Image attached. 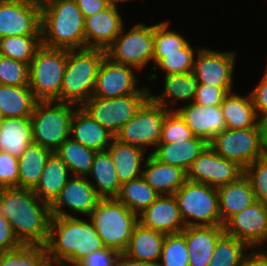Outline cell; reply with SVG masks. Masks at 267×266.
Wrapping results in <instances>:
<instances>
[{
	"label": "cell",
	"instance_id": "obj_1",
	"mask_svg": "<svg viewBox=\"0 0 267 266\" xmlns=\"http://www.w3.org/2000/svg\"><path fill=\"white\" fill-rule=\"evenodd\" d=\"M0 216L8 219L22 245L45 246L51 220L50 205L32 189L1 188Z\"/></svg>",
	"mask_w": 267,
	"mask_h": 266
},
{
	"label": "cell",
	"instance_id": "obj_2",
	"mask_svg": "<svg viewBox=\"0 0 267 266\" xmlns=\"http://www.w3.org/2000/svg\"><path fill=\"white\" fill-rule=\"evenodd\" d=\"M78 217H51L48 240L45 244L47 258L64 266H76L92 252L105 248L90 219Z\"/></svg>",
	"mask_w": 267,
	"mask_h": 266
},
{
	"label": "cell",
	"instance_id": "obj_3",
	"mask_svg": "<svg viewBox=\"0 0 267 266\" xmlns=\"http://www.w3.org/2000/svg\"><path fill=\"white\" fill-rule=\"evenodd\" d=\"M41 39L48 48H85V17L76 0H54L41 8Z\"/></svg>",
	"mask_w": 267,
	"mask_h": 266
},
{
	"label": "cell",
	"instance_id": "obj_4",
	"mask_svg": "<svg viewBox=\"0 0 267 266\" xmlns=\"http://www.w3.org/2000/svg\"><path fill=\"white\" fill-rule=\"evenodd\" d=\"M106 50L81 48L67 50V63L60 91V102L81 107L93 94Z\"/></svg>",
	"mask_w": 267,
	"mask_h": 266
},
{
	"label": "cell",
	"instance_id": "obj_5",
	"mask_svg": "<svg viewBox=\"0 0 267 266\" xmlns=\"http://www.w3.org/2000/svg\"><path fill=\"white\" fill-rule=\"evenodd\" d=\"M105 247L123 254L129 244L138 215L116 198H101L88 216Z\"/></svg>",
	"mask_w": 267,
	"mask_h": 266
},
{
	"label": "cell",
	"instance_id": "obj_6",
	"mask_svg": "<svg viewBox=\"0 0 267 266\" xmlns=\"http://www.w3.org/2000/svg\"><path fill=\"white\" fill-rule=\"evenodd\" d=\"M78 107L57 101L38 102L30 117L33 142L55 152L70 137L71 120Z\"/></svg>",
	"mask_w": 267,
	"mask_h": 266
},
{
	"label": "cell",
	"instance_id": "obj_7",
	"mask_svg": "<svg viewBox=\"0 0 267 266\" xmlns=\"http://www.w3.org/2000/svg\"><path fill=\"white\" fill-rule=\"evenodd\" d=\"M67 49L41 46L29 65V88L39 102H60Z\"/></svg>",
	"mask_w": 267,
	"mask_h": 266
},
{
	"label": "cell",
	"instance_id": "obj_8",
	"mask_svg": "<svg viewBox=\"0 0 267 266\" xmlns=\"http://www.w3.org/2000/svg\"><path fill=\"white\" fill-rule=\"evenodd\" d=\"M174 196L186 227L221 225L217 188L186 180Z\"/></svg>",
	"mask_w": 267,
	"mask_h": 266
},
{
	"label": "cell",
	"instance_id": "obj_9",
	"mask_svg": "<svg viewBox=\"0 0 267 266\" xmlns=\"http://www.w3.org/2000/svg\"><path fill=\"white\" fill-rule=\"evenodd\" d=\"M123 27L120 34L106 49V57L119 64L130 66L139 72L153 63L154 24H134L127 32Z\"/></svg>",
	"mask_w": 267,
	"mask_h": 266
},
{
	"label": "cell",
	"instance_id": "obj_10",
	"mask_svg": "<svg viewBox=\"0 0 267 266\" xmlns=\"http://www.w3.org/2000/svg\"><path fill=\"white\" fill-rule=\"evenodd\" d=\"M170 110L155 103L150 97L137 110L136 114L115 134L122 143L135 145L145 151L156 148L159 143L162 125Z\"/></svg>",
	"mask_w": 267,
	"mask_h": 266
},
{
	"label": "cell",
	"instance_id": "obj_11",
	"mask_svg": "<svg viewBox=\"0 0 267 266\" xmlns=\"http://www.w3.org/2000/svg\"><path fill=\"white\" fill-rule=\"evenodd\" d=\"M208 145L219 156L236 162L243 169L265 156L260 127L226 128L220 134L215 135Z\"/></svg>",
	"mask_w": 267,
	"mask_h": 266
},
{
	"label": "cell",
	"instance_id": "obj_12",
	"mask_svg": "<svg viewBox=\"0 0 267 266\" xmlns=\"http://www.w3.org/2000/svg\"><path fill=\"white\" fill-rule=\"evenodd\" d=\"M149 95L150 93H133L115 98L91 96L81 108L115 136Z\"/></svg>",
	"mask_w": 267,
	"mask_h": 266
},
{
	"label": "cell",
	"instance_id": "obj_13",
	"mask_svg": "<svg viewBox=\"0 0 267 266\" xmlns=\"http://www.w3.org/2000/svg\"><path fill=\"white\" fill-rule=\"evenodd\" d=\"M236 51H216L201 47L194 58L192 73L200 84L234 89Z\"/></svg>",
	"mask_w": 267,
	"mask_h": 266
},
{
	"label": "cell",
	"instance_id": "obj_14",
	"mask_svg": "<svg viewBox=\"0 0 267 266\" xmlns=\"http://www.w3.org/2000/svg\"><path fill=\"white\" fill-rule=\"evenodd\" d=\"M223 228L224 233L243 241L251 250L262 249L267 242V206L256 200L232 215Z\"/></svg>",
	"mask_w": 267,
	"mask_h": 266
},
{
	"label": "cell",
	"instance_id": "obj_15",
	"mask_svg": "<svg viewBox=\"0 0 267 266\" xmlns=\"http://www.w3.org/2000/svg\"><path fill=\"white\" fill-rule=\"evenodd\" d=\"M137 69L119 65L105 57L98 71L92 96L115 98L133 93H150V87L137 86Z\"/></svg>",
	"mask_w": 267,
	"mask_h": 266
},
{
	"label": "cell",
	"instance_id": "obj_16",
	"mask_svg": "<svg viewBox=\"0 0 267 266\" xmlns=\"http://www.w3.org/2000/svg\"><path fill=\"white\" fill-rule=\"evenodd\" d=\"M244 169L236 162L219 156L209 145L187 171V180L218 188L236 181Z\"/></svg>",
	"mask_w": 267,
	"mask_h": 266
},
{
	"label": "cell",
	"instance_id": "obj_17",
	"mask_svg": "<svg viewBox=\"0 0 267 266\" xmlns=\"http://www.w3.org/2000/svg\"><path fill=\"white\" fill-rule=\"evenodd\" d=\"M100 199L88 177L72 176L50 205L51 217H74L64 212L67 208L88 217Z\"/></svg>",
	"mask_w": 267,
	"mask_h": 266
},
{
	"label": "cell",
	"instance_id": "obj_18",
	"mask_svg": "<svg viewBox=\"0 0 267 266\" xmlns=\"http://www.w3.org/2000/svg\"><path fill=\"white\" fill-rule=\"evenodd\" d=\"M41 35V8L25 0H0V38Z\"/></svg>",
	"mask_w": 267,
	"mask_h": 266
},
{
	"label": "cell",
	"instance_id": "obj_19",
	"mask_svg": "<svg viewBox=\"0 0 267 266\" xmlns=\"http://www.w3.org/2000/svg\"><path fill=\"white\" fill-rule=\"evenodd\" d=\"M117 5H109L97 14L85 18V47L106 50L124 27Z\"/></svg>",
	"mask_w": 267,
	"mask_h": 266
},
{
	"label": "cell",
	"instance_id": "obj_20",
	"mask_svg": "<svg viewBox=\"0 0 267 266\" xmlns=\"http://www.w3.org/2000/svg\"><path fill=\"white\" fill-rule=\"evenodd\" d=\"M175 111L185 121L193 135L204 139L207 143L227 128L220 105L208 106L189 102Z\"/></svg>",
	"mask_w": 267,
	"mask_h": 266
},
{
	"label": "cell",
	"instance_id": "obj_21",
	"mask_svg": "<svg viewBox=\"0 0 267 266\" xmlns=\"http://www.w3.org/2000/svg\"><path fill=\"white\" fill-rule=\"evenodd\" d=\"M138 222L144 227L165 234L181 233L186 227L174 195H160L138 214Z\"/></svg>",
	"mask_w": 267,
	"mask_h": 266
},
{
	"label": "cell",
	"instance_id": "obj_22",
	"mask_svg": "<svg viewBox=\"0 0 267 266\" xmlns=\"http://www.w3.org/2000/svg\"><path fill=\"white\" fill-rule=\"evenodd\" d=\"M181 233L188 247L189 266H207L218 239L224 234V228L221 225L187 226Z\"/></svg>",
	"mask_w": 267,
	"mask_h": 266
},
{
	"label": "cell",
	"instance_id": "obj_23",
	"mask_svg": "<svg viewBox=\"0 0 267 266\" xmlns=\"http://www.w3.org/2000/svg\"><path fill=\"white\" fill-rule=\"evenodd\" d=\"M70 137L85 147L104 151L111 144L114 135L78 107L71 120Z\"/></svg>",
	"mask_w": 267,
	"mask_h": 266
},
{
	"label": "cell",
	"instance_id": "obj_24",
	"mask_svg": "<svg viewBox=\"0 0 267 266\" xmlns=\"http://www.w3.org/2000/svg\"><path fill=\"white\" fill-rule=\"evenodd\" d=\"M142 176L161 195H174L187 180V173L183 169L157 160L150 152Z\"/></svg>",
	"mask_w": 267,
	"mask_h": 266
},
{
	"label": "cell",
	"instance_id": "obj_25",
	"mask_svg": "<svg viewBox=\"0 0 267 266\" xmlns=\"http://www.w3.org/2000/svg\"><path fill=\"white\" fill-rule=\"evenodd\" d=\"M163 90L155 95L151 93L149 97L157 104L168 110L176 109V102H194L196 89L199 87V80L192 73H174L164 75Z\"/></svg>",
	"mask_w": 267,
	"mask_h": 266
},
{
	"label": "cell",
	"instance_id": "obj_26",
	"mask_svg": "<svg viewBox=\"0 0 267 266\" xmlns=\"http://www.w3.org/2000/svg\"><path fill=\"white\" fill-rule=\"evenodd\" d=\"M208 146V143L194 136L188 140L173 143H158L151 154L159 161L183 169L186 173L194 160Z\"/></svg>",
	"mask_w": 267,
	"mask_h": 266
},
{
	"label": "cell",
	"instance_id": "obj_27",
	"mask_svg": "<svg viewBox=\"0 0 267 266\" xmlns=\"http://www.w3.org/2000/svg\"><path fill=\"white\" fill-rule=\"evenodd\" d=\"M106 150L111 155L112 161L115 164L116 173L121 185L142 176V166L145 163V157L149 155L145 153L146 151L143 148L125 144L113 138Z\"/></svg>",
	"mask_w": 267,
	"mask_h": 266
},
{
	"label": "cell",
	"instance_id": "obj_28",
	"mask_svg": "<svg viewBox=\"0 0 267 266\" xmlns=\"http://www.w3.org/2000/svg\"><path fill=\"white\" fill-rule=\"evenodd\" d=\"M221 226L234 214L256 201L250 181L243 174L236 181L217 188Z\"/></svg>",
	"mask_w": 267,
	"mask_h": 266
},
{
	"label": "cell",
	"instance_id": "obj_29",
	"mask_svg": "<svg viewBox=\"0 0 267 266\" xmlns=\"http://www.w3.org/2000/svg\"><path fill=\"white\" fill-rule=\"evenodd\" d=\"M71 177L72 174L66 164L56 152H52L33 192L40 200L51 205Z\"/></svg>",
	"mask_w": 267,
	"mask_h": 266
},
{
	"label": "cell",
	"instance_id": "obj_30",
	"mask_svg": "<svg viewBox=\"0 0 267 266\" xmlns=\"http://www.w3.org/2000/svg\"><path fill=\"white\" fill-rule=\"evenodd\" d=\"M165 236V233L138 223L124 254L135 260L157 264L162 253Z\"/></svg>",
	"mask_w": 267,
	"mask_h": 266
},
{
	"label": "cell",
	"instance_id": "obj_31",
	"mask_svg": "<svg viewBox=\"0 0 267 266\" xmlns=\"http://www.w3.org/2000/svg\"><path fill=\"white\" fill-rule=\"evenodd\" d=\"M220 107L228 129L260 127L250 92L246 96H241L236 91L229 92Z\"/></svg>",
	"mask_w": 267,
	"mask_h": 266
},
{
	"label": "cell",
	"instance_id": "obj_32",
	"mask_svg": "<svg viewBox=\"0 0 267 266\" xmlns=\"http://www.w3.org/2000/svg\"><path fill=\"white\" fill-rule=\"evenodd\" d=\"M33 143L30 117L0 120V151L19 157Z\"/></svg>",
	"mask_w": 267,
	"mask_h": 266
},
{
	"label": "cell",
	"instance_id": "obj_33",
	"mask_svg": "<svg viewBox=\"0 0 267 266\" xmlns=\"http://www.w3.org/2000/svg\"><path fill=\"white\" fill-rule=\"evenodd\" d=\"M39 101L29 86H8L0 84V117H31Z\"/></svg>",
	"mask_w": 267,
	"mask_h": 266
},
{
	"label": "cell",
	"instance_id": "obj_34",
	"mask_svg": "<svg viewBox=\"0 0 267 266\" xmlns=\"http://www.w3.org/2000/svg\"><path fill=\"white\" fill-rule=\"evenodd\" d=\"M94 178L89 180L101 198H115L120 190V182L112 161L111 155L107 150L98 151L94 157L92 168L87 177Z\"/></svg>",
	"mask_w": 267,
	"mask_h": 266
},
{
	"label": "cell",
	"instance_id": "obj_35",
	"mask_svg": "<svg viewBox=\"0 0 267 266\" xmlns=\"http://www.w3.org/2000/svg\"><path fill=\"white\" fill-rule=\"evenodd\" d=\"M52 151L39 144L32 143L18 157V188L34 189L39 183L45 163Z\"/></svg>",
	"mask_w": 267,
	"mask_h": 266
},
{
	"label": "cell",
	"instance_id": "obj_36",
	"mask_svg": "<svg viewBox=\"0 0 267 266\" xmlns=\"http://www.w3.org/2000/svg\"><path fill=\"white\" fill-rule=\"evenodd\" d=\"M160 195L145 181L143 176H140L123 183L115 198L138 215Z\"/></svg>",
	"mask_w": 267,
	"mask_h": 266
},
{
	"label": "cell",
	"instance_id": "obj_37",
	"mask_svg": "<svg viewBox=\"0 0 267 266\" xmlns=\"http://www.w3.org/2000/svg\"><path fill=\"white\" fill-rule=\"evenodd\" d=\"M66 164L72 176H85L90 173L97 151L85 147L71 137L55 151Z\"/></svg>",
	"mask_w": 267,
	"mask_h": 266
},
{
	"label": "cell",
	"instance_id": "obj_38",
	"mask_svg": "<svg viewBox=\"0 0 267 266\" xmlns=\"http://www.w3.org/2000/svg\"><path fill=\"white\" fill-rule=\"evenodd\" d=\"M42 46L41 35H17L0 38V55L30 65Z\"/></svg>",
	"mask_w": 267,
	"mask_h": 266
},
{
	"label": "cell",
	"instance_id": "obj_39",
	"mask_svg": "<svg viewBox=\"0 0 267 266\" xmlns=\"http://www.w3.org/2000/svg\"><path fill=\"white\" fill-rule=\"evenodd\" d=\"M249 250L243 241L224 233L218 239L207 266H241Z\"/></svg>",
	"mask_w": 267,
	"mask_h": 266
},
{
	"label": "cell",
	"instance_id": "obj_40",
	"mask_svg": "<svg viewBox=\"0 0 267 266\" xmlns=\"http://www.w3.org/2000/svg\"><path fill=\"white\" fill-rule=\"evenodd\" d=\"M189 41L183 37L179 32L170 30L169 21H162L154 23V53H153V66H155L165 54L182 53Z\"/></svg>",
	"mask_w": 267,
	"mask_h": 266
},
{
	"label": "cell",
	"instance_id": "obj_41",
	"mask_svg": "<svg viewBox=\"0 0 267 266\" xmlns=\"http://www.w3.org/2000/svg\"><path fill=\"white\" fill-rule=\"evenodd\" d=\"M200 48L201 47H198L194 50L190 43H188L182 48V53L165 54V57L153 66L152 74L147 76L148 81H155V79H157V70L159 68L163 70V72L165 71L164 75L192 72L195 53H197Z\"/></svg>",
	"mask_w": 267,
	"mask_h": 266
},
{
	"label": "cell",
	"instance_id": "obj_42",
	"mask_svg": "<svg viewBox=\"0 0 267 266\" xmlns=\"http://www.w3.org/2000/svg\"><path fill=\"white\" fill-rule=\"evenodd\" d=\"M158 266H189L188 247L182 233L166 234Z\"/></svg>",
	"mask_w": 267,
	"mask_h": 266
},
{
	"label": "cell",
	"instance_id": "obj_43",
	"mask_svg": "<svg viewBox=\"0 0 267 266\" xmlns=\"http://www.w3.org/2000/svg\"><path fill=\"white\" fill-rule=\"evenodd\" d=\"M47 257L42 245H21L0 253V266H38Z\"/></svg>",
	"mask_w": 267,
	"mask_h": 266
},
{
	"label": "cell",
	"instance_id": "obj_44",
	"mask_svg": "<svg viewBox=\"0 0 267 266\" xmlns=\"http://www.w3.org/2000/svg\"><path fill=\"white\" fill-rule=\"evenodd\" d=\"M0 84L8 86H28L29 65L0 55Z\"/></svg>",
	"mask_w": 267,
	"mask_h": 266
},
{
	"label": "cell",
	"instance_id": "obj_45",
	"mask_svg": "<svg viewBox=\"0 0 267 266\" xmlns=\"http://www.w3.org/2000/svg\"><path fill=\"white\" fill-rule=\"evenodd\" d=\"M256 200L267 206V156L255 160L244 169Z\"/></svg>",
	"mask_w": 267,
	"mask_h": 266
},
{
	"label": "cell",
	"instance_id": "obj_46",
	"mask_svg": "<svg viewBox=\"0 0 267 266\" xmlns=\"http://www.w3.org/2000/svg\"><path fill=\"white\" fill-rule=\"evenodd\" d=\"M193 137L192 131L181 116L175 110H170L165 116L159 143H173Z\"/></svg>",
	"mask_w": 267,
	"mask_h": 266
},
{
	"label": "cell",
	"instance_id": "obj_47",
	"mask_svg": "<svg viewBox=\"0 0 267 266\" xmlns=\"http://www.w3.org/2000/svg\"><path fill=\"white\" fill-rule=\"evenodd\" d=\"M19 165L18 157L0 151V189L18 188Z\"/></svg>",
	"mask_w": 267,
	"mask_h": 266
},
{
	"label": "cell",
	"instance_id": "obj_48",
	"mask_svg": "<svg viewBox=\"0 0 267 266\" xmlns=\"http://www.w3.org/2000/svg\"><path fill=\"white\" fill-rule=\"evenodd\" d=\"M232 91L234 89H222L221 87L208 84H199V87L196 89L194 102L208 106L220 105L225 96Z\"/></svg>",
	"mask_w": 267,
	"mask_h": 266
},
{
	"label": "cell",
	"instance_id": "obj_49",
	"mask_svg": "<svg viewBox=\"0 0 267 266\" xmlns=\"http://www.w3.org/2000/svg\"><path fill=\"white\" fill-rule=\"evenodd\" d=\"M120 256V252L105 247L87 255L76 266H118Z\"/></svg>",
	"mask_w": 267,
	"mask_h": 266
},
{
	"label": "cell",
	"instance_id": "obj_50",
	"mask_svg": "<svg viewBox=\"0 0 267 266\" xmlns=\"http://www.w3.org/2000/svg\"><path fill=\"white\" fill-rule=\"evenodd\" d=\"M259 83L250 92L258 118L267 117V67Z\"/></svg>",
	"mask_w": 267,
	"mask_h": 266
},
{
	"label": "cell",
	"instance_id": "obj_51",
	"mask_svg": "<svg viewBox=\"0 0 267 266\" xmlns=\"http://www.w3.org/2000/svg\"><path fill=\"white\" fill-rule=\"evenodd\" d=\"M21 245L8 219L0 216V253L16 249Z\"/></svg>",
	"mask_w": 267,
	"mask_h": 266
},
{
	"label": "cell",
	"instance_id": "obj_52",
	"mask_svg": "<svg viewBox=\"0 0 267 266\" xmlns=\"http://www.w3.org/2000/svg\"><path fill=\"white\" fill-rule=\"evenodd\" d=\"M76 2L85 18L99 13L110 5L107 0H76Z\"/></svg>",
	"mask_w": 267,
	"mask_h": 266
},
{
	"label": "cell",
	"instance_id": "obj_53",
	"mask_svg": "<svg viewBox=\"0 0 267 266\" xmlns=\"http://www.w3.org/2000/svg\"><path fill=\"white\" fill-rule=\"evenodd\" d=\"M241 266H267V249L250 250Z\"/></svg>",
	"mask_w": 267,
	"mask_h": 266
},
{
	"label": "cell",
	"instance_id": "obj_54",
	"mask_svg": "<svg viewBox=\"0 0 267 266\" xmlns=\"http://www.w3.org/2000/svg\"><path fill=\"white\" fill-rule=\"evenodd\" d=\"M118 266H158V264L151 262H143L127 257L124 253L121 254Z\"/></svg>",
	"mask_w": 267,
	"mask_h": 266
},
{
	"label": "cell",
	"instance_id": "obj_55",
	"mask_svg": "<svg viewBox=\"0 0 267 266\" xmlns=\"http://www.w3.org/2000/svg\"><path fill=\"white\" fill-rule=\"evenodd\" d=\"M259 125L261 129L262 147L266 154L267 153V117L260 118Z\"/></svg>",
	"mask_w": 267,
	"mask_h": 266
},
{
	"label": "cell",
	"instance_id": "obj_56",
	"mask_svg": "<svg viewBox=\"0 0 267 266\" xmlns=\"http://www.w3.org/2000/svg\"><path fill=\"white\" fill-rule=\"evenodd\" d=\"M25 1L28 2L29 4L43 8L47 4L52 3L54 0H25Z\"/></svg>",
	"mask_w": 267,
	"mask_h": 266
},
{
	"label": "cell",
	"instance_id": "obj_57",
	"mask_svg": "<svg viewBox=\"0 0 267 266\" xmlns=\"http://www.w3.org/2000/svg\"><path fill=\"white\" fill-rule=\"evenodd\" d=\"M38 266H64L61 262L45 258Z\"/></svg>",
	"mask_w": 267,
	"mask_h": 266
},
{
	"label": "cell",
	"instance_id": "obj_58",
	"mask_svg": "<svg viewBox=\"0 0 267 266\" xmlns=\"http://www.w3.org/2000/svg\"><path fill=\"white\" fill-rule=\"evenodd\" d=\"M129 1H134V0H107V2L110 4V5H119V3L121 4H125V2H129ZM124 2V3H123Z\"/></svg>",
	"mask_w": 267,
	"mask_h": 266
}]
</instances>
